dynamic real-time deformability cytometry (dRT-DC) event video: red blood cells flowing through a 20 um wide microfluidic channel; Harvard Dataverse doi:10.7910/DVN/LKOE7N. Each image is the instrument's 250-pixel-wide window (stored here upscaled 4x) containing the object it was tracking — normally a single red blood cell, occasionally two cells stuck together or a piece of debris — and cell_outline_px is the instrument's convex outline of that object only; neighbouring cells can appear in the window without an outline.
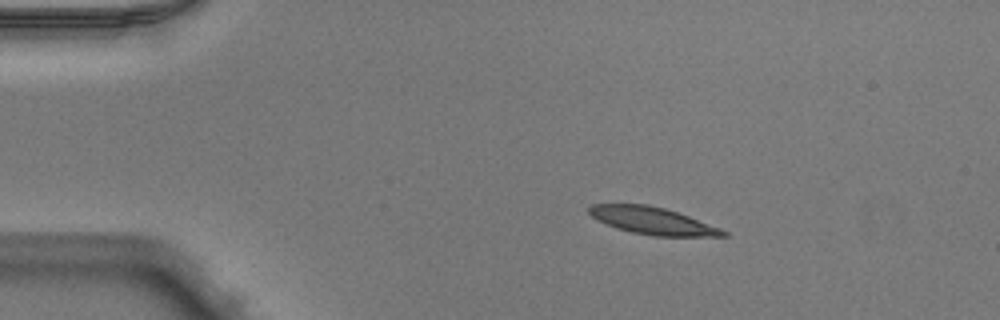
{"species": "Egyptian fruit bat (a non-hibernating species)", "species_latin": "Rousettus aegyptiacus", "temperature_condition": "warm", "stored_images_in_passage": 50, "camera_frame_rate_fps": 3000, "um_per_image_px": 0.085, "animal": {"sex": "male"}, "frame": {"image": 1, "passage_image": 8, "time_ms": 2.333, "image_size_px": [1000, 320], "cell_outline_px": [[728, 236], [652, 236], [632, 232], [616, 228], [596, 220], [588, 212], [588, 208], [592, 204], [648, 204], [664, 208], [688, 216], [720, 228], [728, 232]], "centroid_in_image_um": [55.43, 18.76], "position_along_channel_um": 29.6, "area_um2": 21.15}}
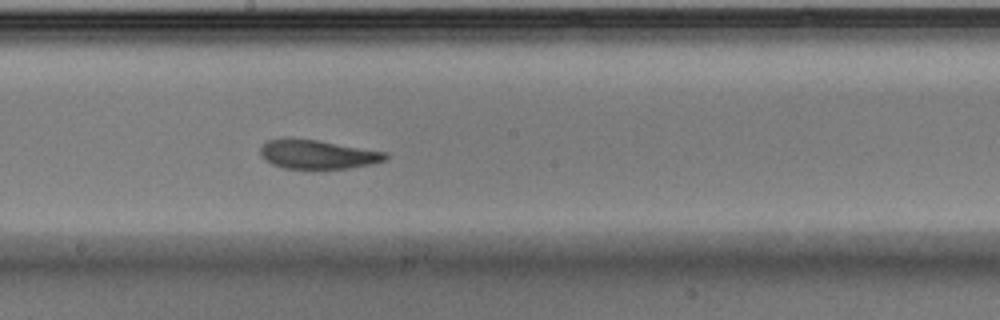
{"frame": {"image": 2, "passage_image": 27, "time_ms": 8.667, "image_size_px": [1000, 320], "cell_outline_px": [[388, 156], [384, 160], [372, 164], [352, 168], [284, 168], [272, 164], [264, 160], [260, 152], [260, 148], [268, 140], [288, 136], [316, 140], [388, 152]], "centroid_in_image_um": [26.97, 13.1], "position_along_channel_um": 221.2, "area_um2": 21.27}}
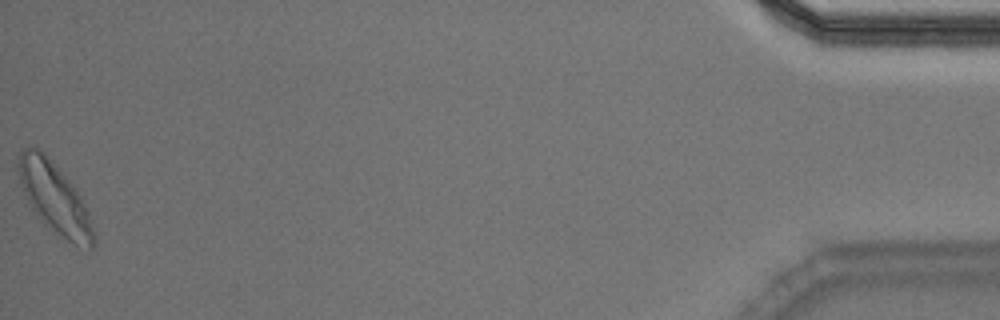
{"frame": {"image": 3, "passage_image": 50, "time_ms": 16.333, "image_size_px": [1000, 320], "cell_outline_px": [[96, 244], [92, 248], [76, 244], [68, 240], [44, 224], [32, 208], [20, 184], [16, 168], [16, 160], [20, 148], [28, 144], [44, 152], [76, 188], [88, 212], [96, 236]], "centroid_in_image_um": [4.6, 16.75], "position_along_channel_um": 430.6, "area_um2": 30.98}, "authors_computed_cell_mechanics": {"area_um2": 21.6172, "velocity_mm_per_s": 3.9603, "shape_relaxation_time_tau1_ms": 4.5648, "shape_relaxation_time_tau2_ms": 6.8855, "deformation_change_tau1": 0.1897, "deformation_change_tau2": 0.0867}}